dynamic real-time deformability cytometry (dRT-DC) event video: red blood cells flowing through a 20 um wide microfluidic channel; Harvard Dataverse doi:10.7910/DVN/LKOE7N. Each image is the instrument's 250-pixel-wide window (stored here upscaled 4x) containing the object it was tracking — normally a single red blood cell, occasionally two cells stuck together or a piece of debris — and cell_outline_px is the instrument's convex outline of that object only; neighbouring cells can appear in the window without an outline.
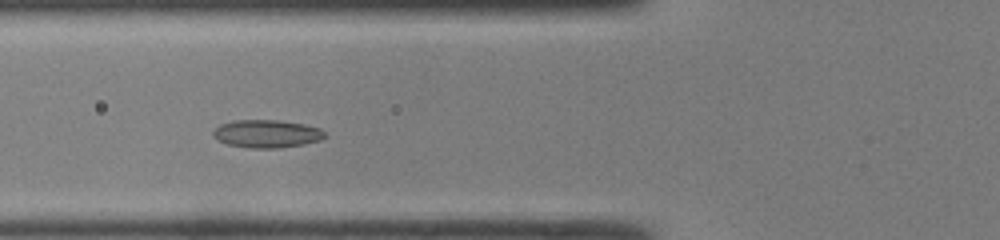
{"species": "common noctule bat (a hibernating species)", "species_latin": "Nyctalus noctula", "temperature_condition": "room temperature", "stored_images_in_passage": 41, "camera_frame_rate_fps": 3000, "um_per_image_px": 0.085, "animal": {"sex": "male", "body_mass_g": 19.0, "forearm_length_mm": 50.8}, "frame": {"image": 1, "passage_image": 12, "time_ms": 3.667, "image_size_px": [1000, 240], "cell_outline_px": [[324, 136], [320, 140], [304, 144], [276, 148], [252, 148], [228, 144], [216, 140], [212, 136], [212, 132], [220, 124], [232, 120], [276, 120], [304, 124], [320, 128], [324, 132]], "centroid_in_image_um": [22.63, 11.36], "position_along_channel_um": 103.2, "area_um2": 18.09}}
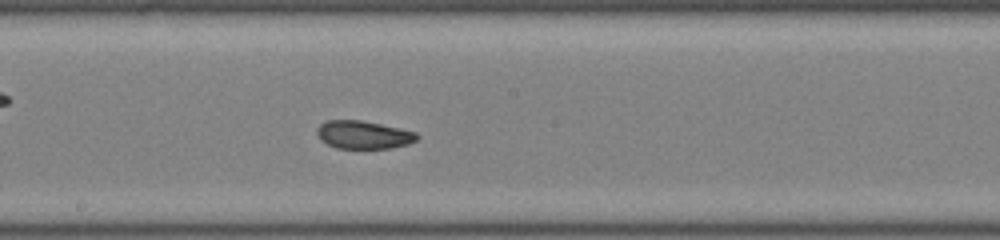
{"frame": {"image": 2, "passage_image": 20, "time_ms": 6.333, "image_size_px": [1000, 240], "cell_outline_px": [[420, 136], [416, 140], [408, 144], [388, 148], [336, 148], [320, 140], [316, 132], [316, 128], [320, 124], [328, 120], [360, 120], [400, 128], [416, 132]], "centroid_in_image_um": [30.88, 11.45], "position_along_channel_um": 217.3, "area_um2": 16.3}}
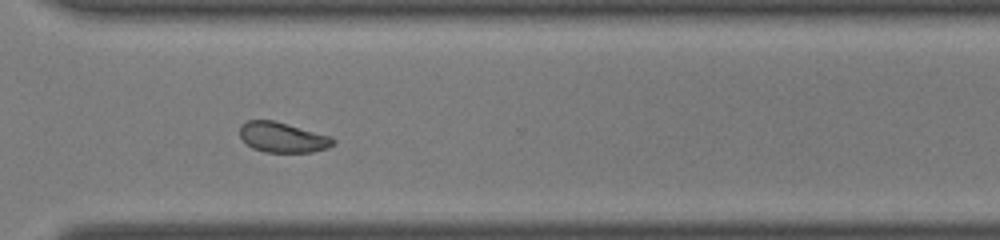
{"frame": {"image": 3, "passage_image": 29, "time_ms": 9.333, "image_size_px": [1000, 240], "cell_outline_px": [[336, 140], [328, 148], [312, 152], [264, 152], [252, 148], [240, 136], [240, 124], [248, 120], [272, 120], [288, 124], [332, 136]], "centroid_in_image_um": [24.03, 11.67], "position_along_channel_um": 346.6, "area_um2": 16.42}, "authors_computed_cell_mechanics": {"area_um2": 17.8024, "velocity_mm_per_s": 4.288, "shape_relaxation_time_tau1_ms": 10.1291, "shape_relaxation_time_tau2_ms": 1.6611, "deformation_change_tau1": 0.1748, "deformation_change_tau2": 0.0637}}